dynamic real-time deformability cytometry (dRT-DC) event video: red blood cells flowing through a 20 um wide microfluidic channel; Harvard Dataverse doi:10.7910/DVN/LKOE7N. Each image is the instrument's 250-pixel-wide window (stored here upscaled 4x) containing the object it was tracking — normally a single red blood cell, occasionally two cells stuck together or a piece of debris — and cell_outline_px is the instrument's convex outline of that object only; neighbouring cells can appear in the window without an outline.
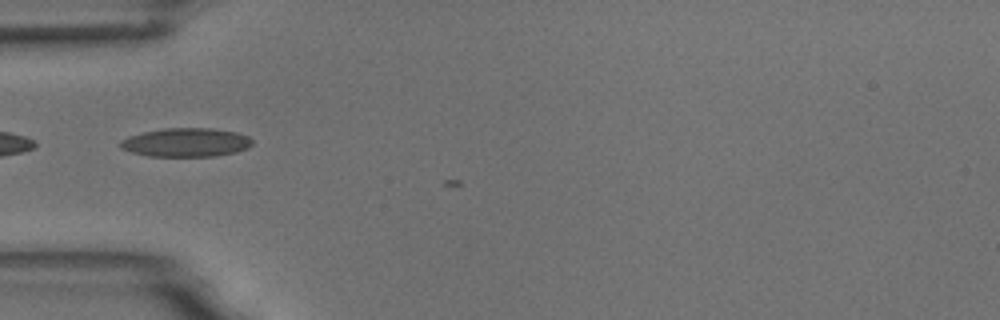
{"species": "common noctule bat (a hibernating species)", "species_latin": "Nyctalus noctula", "temperature_condition": "room temperature", "stored_images_in_passage": 3, "camera_frame_rate_fps": 3000, "um_per_image_px": 0.085, "animal": {"sex": "male", "body_mass_g": 18.8}, "frame": {"image": 1, "passage_image": 2, "time_ms": 1.0, "image_size_px": [1000, 320], "cell_outline_px": [[252, 144], [248, 148], [236, 152], [216, 156], [148, 156], [132, 152], [120, 148], [120, 140], [128, 136], [144, 132], [164, 128], [212, 128], [236, 132], [248, 136], [252, 140]], "centroid_in_image_um": [15.81, 12.1], "position_along_channel_um": 69.2, "area_um2": 22.14}}